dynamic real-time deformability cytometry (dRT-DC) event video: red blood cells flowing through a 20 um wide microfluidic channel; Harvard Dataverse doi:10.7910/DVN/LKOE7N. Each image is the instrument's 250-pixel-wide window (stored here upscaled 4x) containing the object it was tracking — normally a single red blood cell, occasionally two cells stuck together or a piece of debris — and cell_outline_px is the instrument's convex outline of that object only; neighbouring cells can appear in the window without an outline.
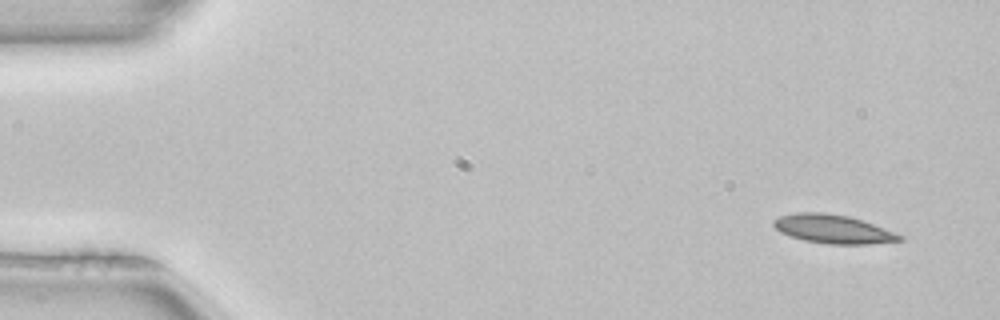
{"species": "common noctule bat (a hibernating species)", "species_latin": "Nyctalus noctula", "temperature_condition": "room temperature", "stored_images_in_passage": 4, "camera_frame_rate_fps": 3000, "um_per_image_px": 0.085, "animal": {"sex": "female", "body_mass_g": 22.7, "forearm_length_mm": 54.2}, "frame": {"image": 1, "passage_image": 1, "time_ms": 0.0, "image_size_px": [1000, 320], "cell_outline_px": [[904, 240], [868, 244], [828, 244], [804, 240], [780, 232], [772, 224], [772, 220], [780, 216], [796, 212], [824, 212], [848, 216], [884, 228], [904, 236]], "centroid_in_image_um": [70.79, 19.46], "position_along_channel_um": 14.2, "area_um2": 20.92}}